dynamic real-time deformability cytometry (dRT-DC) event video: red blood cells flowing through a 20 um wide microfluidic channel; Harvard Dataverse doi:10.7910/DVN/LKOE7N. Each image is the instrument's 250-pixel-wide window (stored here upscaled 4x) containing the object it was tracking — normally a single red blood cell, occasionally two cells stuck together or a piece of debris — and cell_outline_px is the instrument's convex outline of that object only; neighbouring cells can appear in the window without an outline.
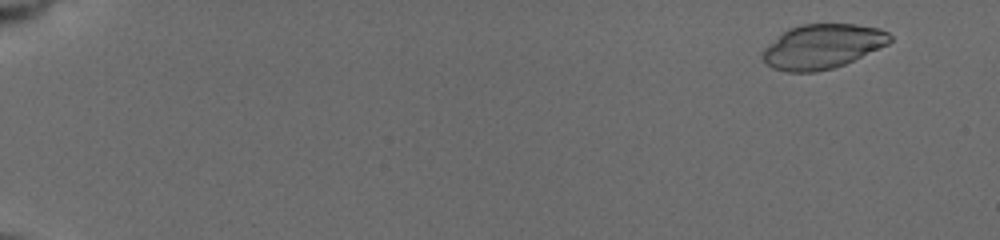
{"species": "common noctule bat (a hibernating species)", "species_latin": "Nyctalus noctula", "temperature_condition": "cold", "stored_images_in_passage": 7, "camera_frame_rate_fps": 3000, "um_per_image_px": 0.085, "animal": {"sex": "female", "body_mass_g": 19.5, "forearm_length_mm": 54.1}, "frame": {"image": 1, "passage_image": 2, "time_ms": 1.0, "image_size_px": [1000, 240], "cell_outline_px": [[892, 40], [888, 44], [844, 64], [832, 68], [816, 72], [788, 72], [772, 68], [760, 56], [760, 52], [764, 48], [788, 28], [804, 24], [856, 24], [880, 28], [888, 32], [892, 36]], "centroid_in_image_um": [69.9, 3.94], "position_along_channel_um": 15.1, "area_um2": 32.95}}